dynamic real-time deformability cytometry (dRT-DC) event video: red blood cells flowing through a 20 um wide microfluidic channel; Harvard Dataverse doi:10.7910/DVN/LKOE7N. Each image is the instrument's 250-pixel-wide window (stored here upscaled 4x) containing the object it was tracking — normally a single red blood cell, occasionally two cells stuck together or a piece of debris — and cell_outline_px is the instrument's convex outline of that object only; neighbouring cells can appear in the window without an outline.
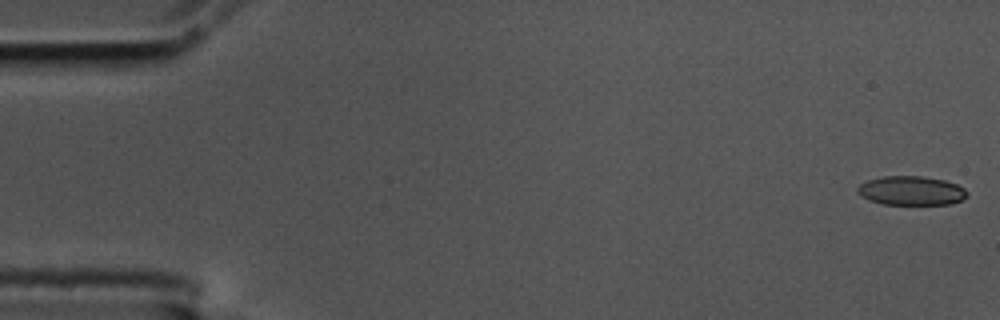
{"species": "common noctule bat (a hibernating species)", "species_latin": "Nyctalus noctula", "temperature_condition": "cold", "stored_images_in_passage": 14, "camera_frame_rate_fps": 3000, "um_per_image_px": 0.085, "animal": {"sex": "male", "body_mass_g": 17.5, "forearm_length_mm": 52.3}, "frame": {"image": 1, "passage_image": 1, "time_ms": 0.0, "image_size_px": [1000, 320], "cell_outline_px": [[968, 196], [952, 204], [884, 204], [868, 200], [860, 196], [856, 192], [856, 188], [860, 184], [868, 180], [884, 176], [924, 176], [944, 180], [956, 184], [964, 188], [968, 192]], "centroid_in_image_um": [77.44, 16.2], "position_along_channel_um": 7.6, "area_um2": 18.67}}